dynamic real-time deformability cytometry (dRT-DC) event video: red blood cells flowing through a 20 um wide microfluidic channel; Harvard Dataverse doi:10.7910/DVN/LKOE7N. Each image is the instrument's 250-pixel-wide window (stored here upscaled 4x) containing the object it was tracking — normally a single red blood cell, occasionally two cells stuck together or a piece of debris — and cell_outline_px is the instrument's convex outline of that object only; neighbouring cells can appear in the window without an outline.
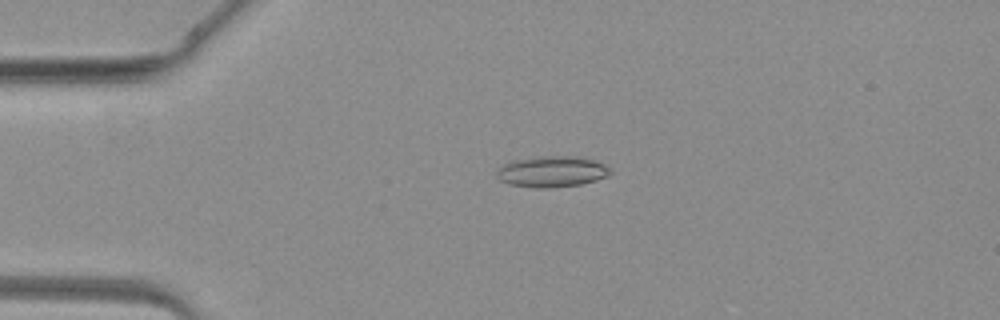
{"species": "common noctule bat (a hibernating species)", "species_latin": "Nyctalus noctula", "temperature_condition": "warm", "stored_images_in_passage": 34, "camera_frame_rate_fps": 3000, "um_per_image_px": 0.085, "animal": {"sex": "female", "body_mass_g": 19.3, "forearm_length_mm": 54.1}, "frame": {"image": 1, "passage_image": 4, "time_ms": 1.0, "image_size_px": [1000, 320], "cell_outline_px": [[612, 172], [608, 176], [596, 180], [580, 184], [552, 188], [536, 188], [508, 184], [500, 180], [496, 176], [496, 172], [500, 164], [508, 160], [540, 156], [576, 156], [592, 160], [604, 164]], "centroid_in_image_um": [46.84, 14.58], "position_along_channel_um": 38.2, "area_um2": 20.81}}
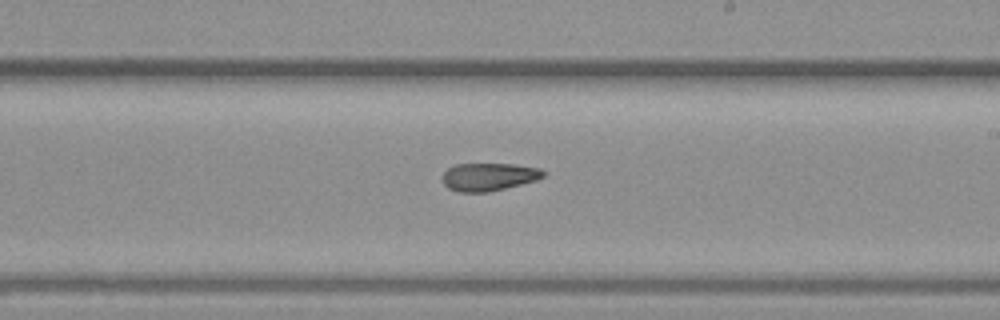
{"frame": {"image": 2, "passage_image": 18, "time_ms": 5.667, "image_size_px": [1000, 320], "cell_outline_px": [[548, 172], [544, 176], [536, 180], [488, 192], [456, 192], [448, 188], [444, 184], [444, 172], [448, 168], [456, 164], [512, 164], [540, 168]], "centroid_in_image_um": [41.56, 15.03], "position_along_channel_um": 247.4, "area_um2": 16.3}}
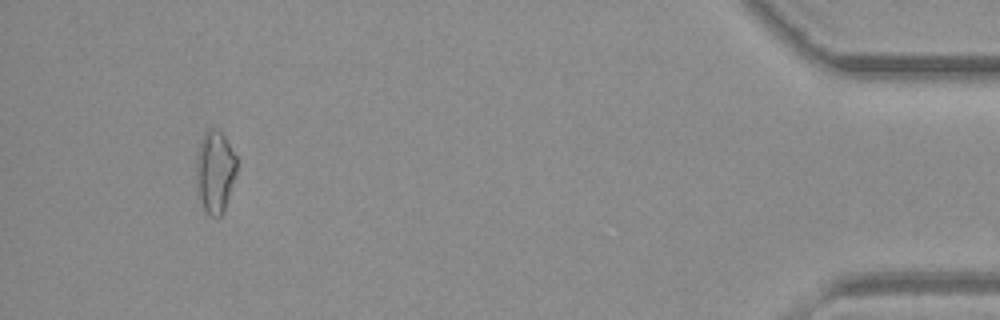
{"frame": {"image": 3, "passage_image": 32, "time_ms": 10.333, "image_size_px": [1000, 320], "cell_outline_px": [[236, 176], [224, 212], [216, 220], [208, 216], [196, 192], [196, 160], [200, 140], [204, 132], [208, 128], [220, 128], [236, 156]], "centroid_in_image_um": [18.27, 14.61], "position_along_channel_um": 416.9, "area_um2": 20.06}}